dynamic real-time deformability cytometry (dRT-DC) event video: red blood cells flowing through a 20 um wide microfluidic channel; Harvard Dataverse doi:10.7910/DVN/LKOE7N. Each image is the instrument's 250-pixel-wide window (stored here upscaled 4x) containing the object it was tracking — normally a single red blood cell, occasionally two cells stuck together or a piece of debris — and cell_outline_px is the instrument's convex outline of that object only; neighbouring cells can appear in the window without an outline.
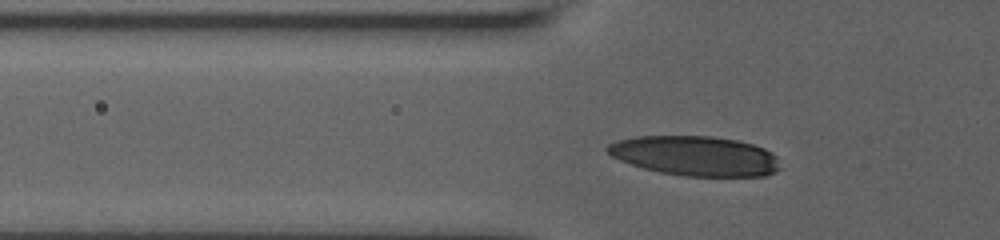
{"species": "human", "species_latin": "Homo sapiens", "temperature_condition": "room temperature", "stored_images_in_passage": 38, "camera_frame_rate_fps": 3000, "um_per_image_px": 0.085, "donor": {"sex": "male"}, "frame": {"image": 1, "passage_image": 10, "time_ms": 3.0, "image_size_px": [1000, 240], "cell_outline_px": [[780, 168], [776, 172], [764, 176], [684, 176], [660, 172], [644, 168], [620, 160], [612, 156], [604, 148], [608, 144], [616, 140], [636, 136], [712, 136], [736, 140], [752, 144], [764, 148], [772, 152], [776, 156]], "centroid_in_image_um": [59.09, 13.24], "position_along_channel_um": 66.7, "area_um2": 40.06}}
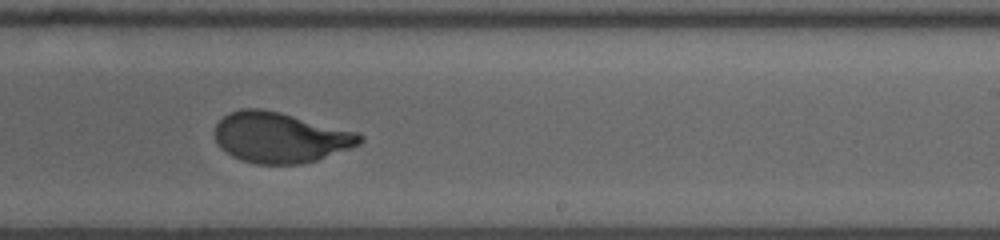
{"frame": {"image": 2, "passage_image": 26, "time_ms": 8.333, "image_size_px": [1000, 240], "cell_outline_px": [[364, 140], [360, 144], [316, 160], [300, 164], [256, 164], [240, 160], [232, 156], [220, 148], [216, 140], [216, 124], [224, 116], [240, 108], [260, 108], [280, 112], [356, 132], [364, 136]], "centroid_in_image_um": [23.8, 11.69], "position_along_channel_um": 265.2, "area_um2": 42.37}}
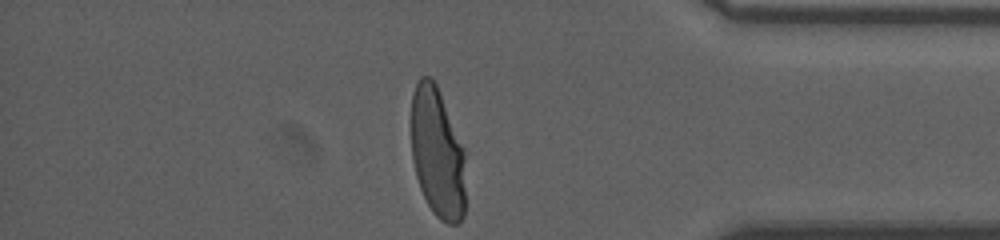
{"frame": {"image": 3, "passage_image": 38, "time_ms": 12.333, "image_size_px": [1000, 240], "cell_outline_px": [[464, 216], [456, 224], [448, 224], [440, 220], [436, 216], [428, 204], [420, 188], [416, 176], [412, 160], [412, 92], [420, 76], [428, 76], [436, 84], [464, 148]], "centroid_in_image_um": [37.17, 13.01], "position_along_channel_um": 398.0, "area_um2": 41.04}, "authors_computed_cell_mechanics": {"area_um2": 42.483, "velocity_mm_per_s": 3.8206, "shape_relaxation_time_tau1_ms": 4.0028, "shape_relaxation_time_tau2_ms": null, "deformation_change_tau1": 0.2044, "deformation_change_tau2": null}}